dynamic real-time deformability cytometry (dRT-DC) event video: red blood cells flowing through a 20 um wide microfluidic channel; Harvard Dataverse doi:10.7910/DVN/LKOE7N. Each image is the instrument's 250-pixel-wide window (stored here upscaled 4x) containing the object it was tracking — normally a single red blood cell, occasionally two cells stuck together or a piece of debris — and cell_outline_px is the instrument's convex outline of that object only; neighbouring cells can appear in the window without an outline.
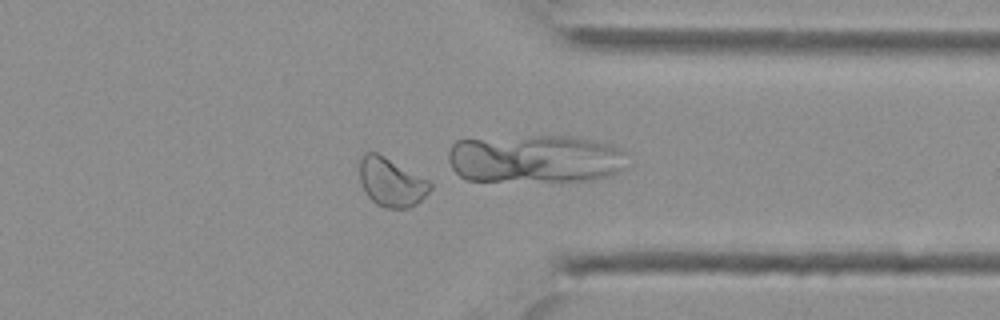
{"species": "Egyptian fruit bat (a non-hibernating species)", "species_latin": "Rousettus aegyptiacus", "temperature_condition": "cold", "stored_images_in_passage": 40, "camera_frame_rate_fps": 3000, "um_per_image_px": 0.085, "animal": {"sex": "female"}, "frame": {"image": 1, "passage_image": 34, "time_ms": 11.0, "image_size_px": [1000, 320], "cell_outline_px": [[432, 188], [416, 204], [408, 208], [388, 208], [376, 204], [364, 192], [360, 180], [360, 156], [364, 152], [376, 152], [432, 180]], "centroid_in_image_um": [33.28, 15.47], "position_along_channel_um": 378.1, "area_um2": 20.23}}